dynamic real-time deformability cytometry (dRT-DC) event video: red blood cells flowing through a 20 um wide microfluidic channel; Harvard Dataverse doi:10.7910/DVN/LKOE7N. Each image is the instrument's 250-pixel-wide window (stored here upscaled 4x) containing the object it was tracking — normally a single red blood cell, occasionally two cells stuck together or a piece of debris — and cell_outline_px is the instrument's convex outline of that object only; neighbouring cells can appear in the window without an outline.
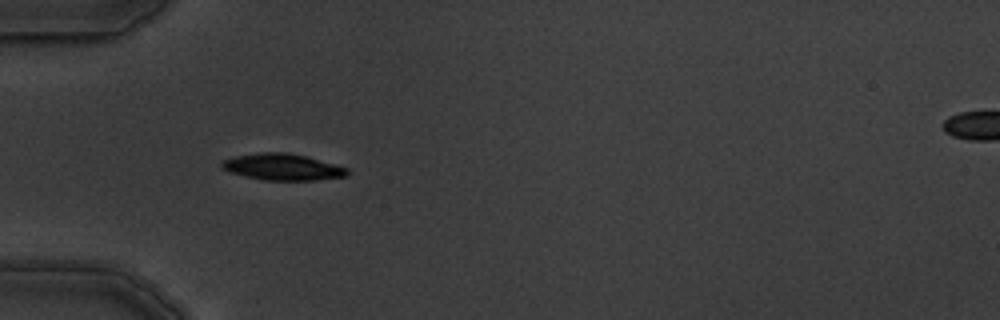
{"species": "common noctule bat (a hibernating species)", "species_latin": "Nyctalus noctula", "temperature_condition": "warm", "stored_images_in_passage": 10, "camera_frame_rate_fps": 3000, "um_per_image_px": 0.085, "animal": {"sex": "male", "body_mass_g": 19.5, "forearm_length_mm": 54.6}, "frame": {"image": 1, "passage_image": 4, "time_ms": 4.333, "image_size_px": [1000, 320], "cell_outline_px": [[348, 176], [316, 180], [264, 180], [244, 176], [228, 172], [220, 168], [220, 164], [224, 160], [236, 156], [260, 152], [288, 152], [304, 156], [348, 168]], "centroid_in_image_um": [23.98, 14.2], "position_along_channel_um": 61.0, "area_um2": 19.31}}
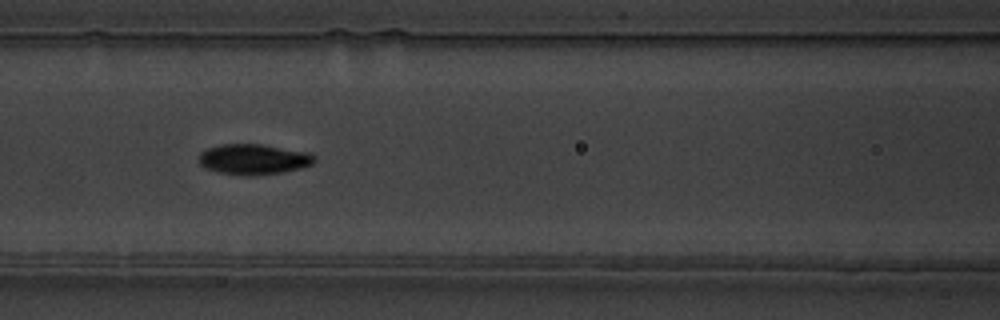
{"frame": {"image": 2, "passage_image": 6, "time_ms": 6.667, "image_size_px": [1000, 320], "cell_outline_px": [[316, 160], [312, 164], [300, 168], [284, 172], [248, 176], [244, 176], [220, 172], [204, 168], [200, 164], [200, 152], [208, 148], [220, 144], [260, 144], [308, 152], [316, 156]], "centroid_in_image_um": [21.56, 13.54], "position_along_channel_um": 145.0, "area_um2": 20.52}}
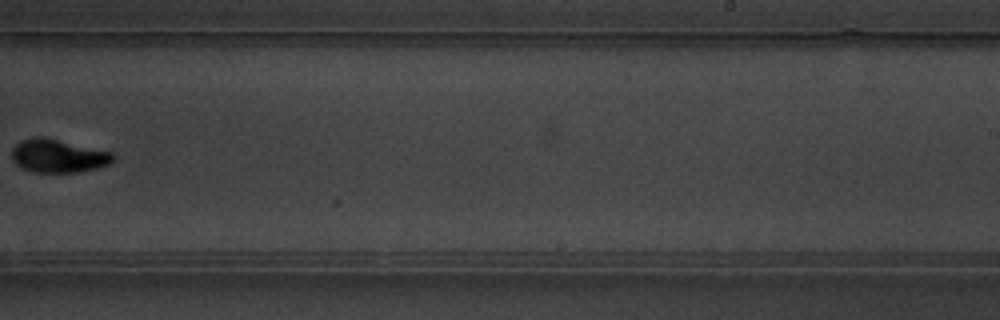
{"frame": {"image": 3, "passage_image": 9, "time_ms": 10.333, "image_size_px": [1000, 320], "cell_outline_px": [[112, 164], [96, 168], [76, 172], [32, 172], [16, 164], [12, 160], [12, 148], [20, 140], [36, 136], [40, 136], [112, 152]], "centroid_in_image_um": [4.91, 13.25], "position_along_channel_um": 284.1, "area_um2": 19.42}}